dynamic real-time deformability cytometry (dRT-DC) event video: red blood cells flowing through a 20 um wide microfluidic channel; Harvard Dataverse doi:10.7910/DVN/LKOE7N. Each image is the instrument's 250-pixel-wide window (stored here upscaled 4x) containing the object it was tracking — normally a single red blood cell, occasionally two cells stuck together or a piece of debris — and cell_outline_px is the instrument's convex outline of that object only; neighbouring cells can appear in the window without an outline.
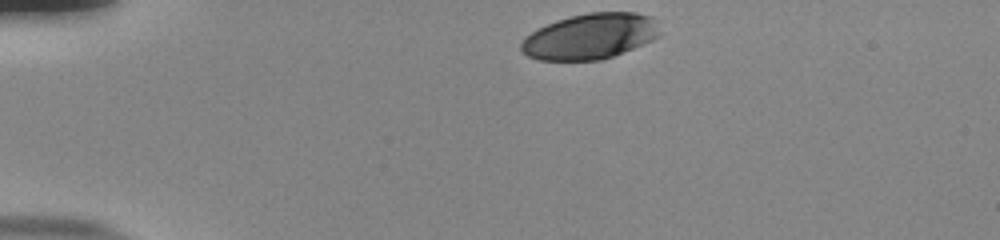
{"species": "human", "species_latin": "Homo sapiens", "temperature_condition": "room temperature", "stored_images_in_passage": 36, "camera_frame_rate_fps": 3000, "um_per_image_px": 0.085, "donor": {"sex": "male"}, "frame": {"image": 1, "passage_image": 1, "time_ms": 0.0, "image_size_px": [1000, 240], "cell_outline_px": [[660, 36], [644, 44], [612, 56], [600, 60], [540, 60], [528, 56], [520, 48], [520, 44], [532, 32], [556, 20], [588, 12], [636, 12], [652, 16], [656, 20], [660, 32]], "centroid_in_image_um": [50.22, 3.08], "position_along_channel_um": 34.8, "area_um2": 36.7}}
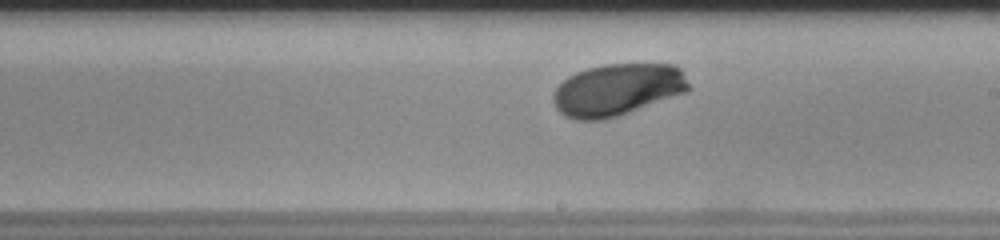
{"frame": {"image": 2, "passage_image": 22, "time_ms": 7.0, "image_size_px": [1000, 240], "cell_outline_px": [[692, 88], [688, 92], [604, 120], [576, 120], [564, 116], [556, 108], [552, 100], [552, 96], [556, 88], [568, 76], [576, 72], [588, 68], [604, 64], [676, 64], [684, 72]], "centroid_in_image_um": [52.5, 7.62], "position_along_channel_um": 236.5, "area_um2": 41.33}}
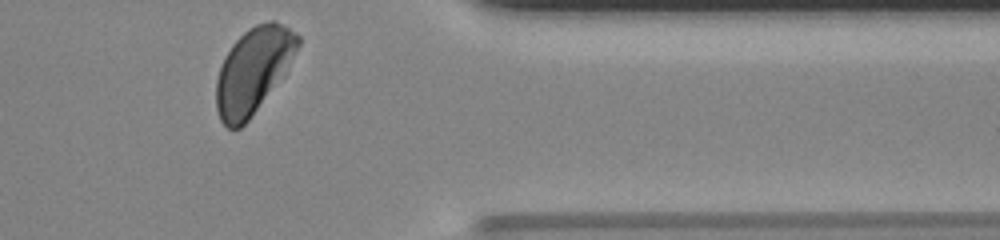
{"frame": {"image": 3, "passage_image": 35, "time_ms": 11.333, "image_size_px": [1000, 240], "cell_outline_px": [[300, 44], [284, 76], [248, 120], [240, 128], [228, 128], [220, 120], [216, 108], [216, 80], [224, 56], [232, 44], [248, 28], [256, 24], [268, 20], [276, 20], [296, 32], [300, 36]], "centroid_in_image_um": [21.54, 5.97], "position_along_channel_um": 389.9, "area_um2": 40.86}, "authors_computed_cell_mechanics": {"area_um2": 40.3733, "velocity_mm_per_s": 3.7927, "shape_relaxation_time_tau1_ms": 2.8478, "shape_relaxation_time_tau2_ms": null, "deformation_change_tau1": 0.1398, "deformation_change_tau2": null}}